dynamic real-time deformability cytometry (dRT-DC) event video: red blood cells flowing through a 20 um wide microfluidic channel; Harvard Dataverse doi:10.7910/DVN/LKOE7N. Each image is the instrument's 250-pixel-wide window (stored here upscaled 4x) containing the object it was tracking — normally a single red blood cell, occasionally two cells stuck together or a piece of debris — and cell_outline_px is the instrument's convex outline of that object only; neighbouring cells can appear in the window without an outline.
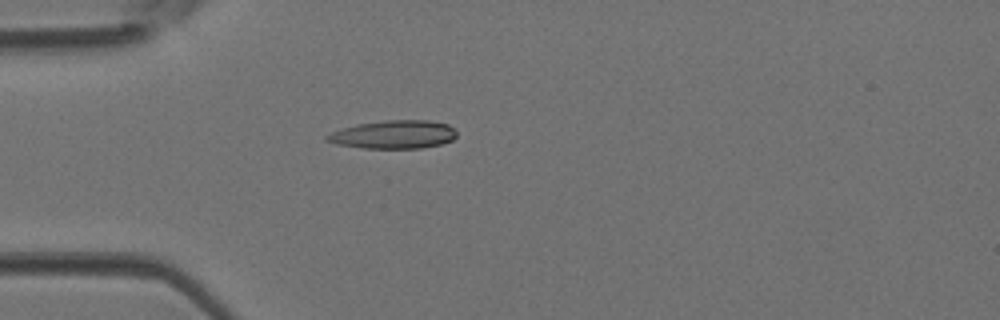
{"species": "Egyptian fruit bat (a non-hibernating species)", "species_latin": "Rousettus aegyptiacus", "temperature_condition": "room temperature", "stored_images_in_passage": 46, "camera_frame_rate_fps": 3000, "um_per_image_px": 0.085, "animal": {"sex": "female"}, "frame": {"image": 1, "passage_image": 13, "time_ms": 4.0, "image_size_px": [1000, 320], "cell_outline_px": [[456, 136], [452, 140], [440, 144], [420, 148], [360, 148], [336, 144], [324, 140], [324, 136], [332, 132], [356, 124], [388, 120], [428, 120], [448, 124], [456, 132]], "centroid_in_image_um": [33.43, 11.43], "position_along_channel_um": 51.6, "area_um2": 21.33}}
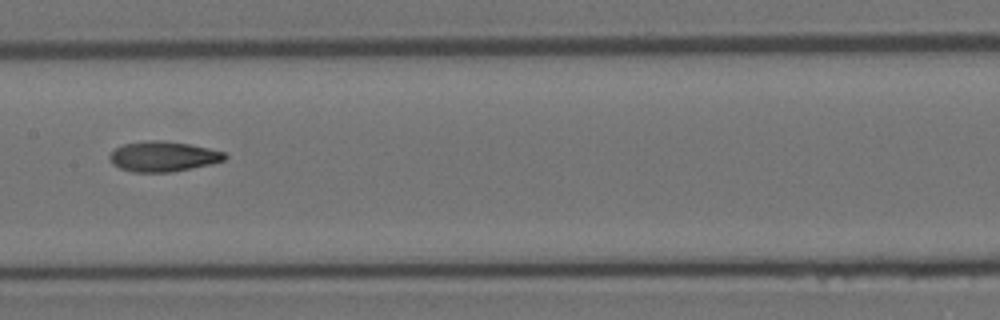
{"frame": {"image": 2, "passage_image": 23, "time_ms": 7.333, "image_size_px": [1000, 320], "cell_outline_px": [[228, 156], [224, 160], [212, 164], [172, 172], [132, 172], [120, 168], [112, 164], [108, 156], [116, 148], [124, 144], [148, 140], [164, 140], [188, 144], [208, 148], [224, 152]], "centroid_in_image_um": [13.87, 13.3], "position_along_channel_um": 193.5, "area_um2": 20.29}}
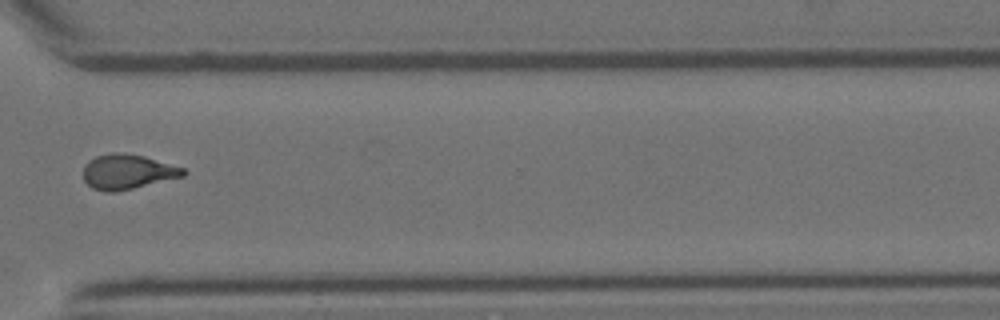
{"frame": {"image": 3, "passage_image": 34, "time_ms": 11.0, "image_size_px": [1000, 320], "cell_outline_px": [[188, 172], [184, 176], [116, 192], [104, 192], [92, 188], [84, 180], [84, 164], [88, 160], [96, 156], [112, 152], [124, 152], [144, 156], [184, 168]], "centroid_in_image_um": [10.82, 14.59], "position_along_channel_um": 359.8, "area_um2": 20.4}}